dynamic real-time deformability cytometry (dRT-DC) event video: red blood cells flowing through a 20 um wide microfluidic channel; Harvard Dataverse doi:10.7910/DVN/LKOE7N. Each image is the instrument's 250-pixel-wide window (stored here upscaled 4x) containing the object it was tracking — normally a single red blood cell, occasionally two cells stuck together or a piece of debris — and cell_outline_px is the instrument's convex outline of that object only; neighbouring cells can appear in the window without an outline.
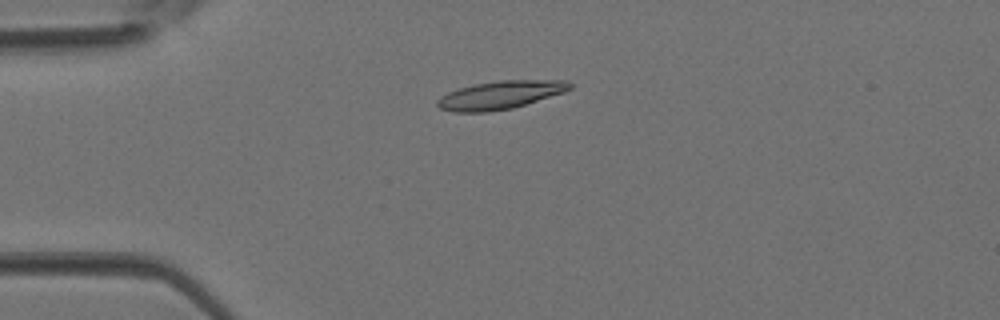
{"species": "Egyptian fruit bat (a non-hibernating species)", "species_latin": "Rousettus aegyptiacus", "temperature_condition": "room temperature", "stored_images_in_passage": 5, "camera_frame_rate_fps": 3000, "um_per_image_px": 0.085, "animal": {"sex": "female"}, "frame": {"image": 1, "passage_image": 5, "time_ms": 1.333, "image_size_px": [1000, 320], "cell_outline_px": [[572, 88], [564, 92], [512, 108], [488, 112], [452, 112], [440, 108], [436, 104], [436, 100], [440, 96], [448, 92], [472, 84], [500, 80], [568, 80], [572, 84]], "centroid_in_image_um": [42.5, 8.07], "position_along_channel_um": 42.5, "area_um2": 21.79}}